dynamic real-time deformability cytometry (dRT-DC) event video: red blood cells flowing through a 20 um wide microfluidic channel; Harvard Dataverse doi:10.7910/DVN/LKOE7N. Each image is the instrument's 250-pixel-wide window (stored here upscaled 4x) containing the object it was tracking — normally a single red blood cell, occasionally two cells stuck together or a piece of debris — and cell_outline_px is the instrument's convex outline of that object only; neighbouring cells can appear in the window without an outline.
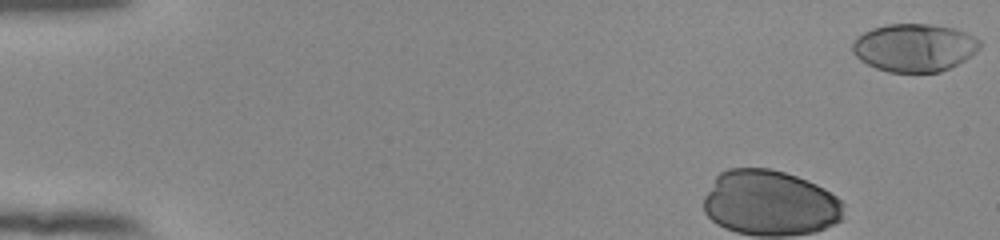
{"species": "human", "species_latin": "Homo sapiens", "temperature_condition": "room temperature", "stored_images_in_passage": 40, "camera_frame_rate_fps": 3000, "um_per_image_px": 0.085, "donor": {"sex": "female"}, "frame": {"image": 1, "passage_image": 1, "time_ms": 0.0, "image_size_px": [1000, 240], "cell_outline_px": [[980, 48], [976, 52], [964, 60], [940, 72], [888, 72], [876, 68], [860, 60], [852, 52], [852, 44], [856, 36], [872, 28], [888, 24], [932, 24], [956, 28], [976, 36], [980, 40]], "centroid_in_image_um": [77.72, 4.03], "position_along_channel_um": 7.3, "area_um2": 35.78}}